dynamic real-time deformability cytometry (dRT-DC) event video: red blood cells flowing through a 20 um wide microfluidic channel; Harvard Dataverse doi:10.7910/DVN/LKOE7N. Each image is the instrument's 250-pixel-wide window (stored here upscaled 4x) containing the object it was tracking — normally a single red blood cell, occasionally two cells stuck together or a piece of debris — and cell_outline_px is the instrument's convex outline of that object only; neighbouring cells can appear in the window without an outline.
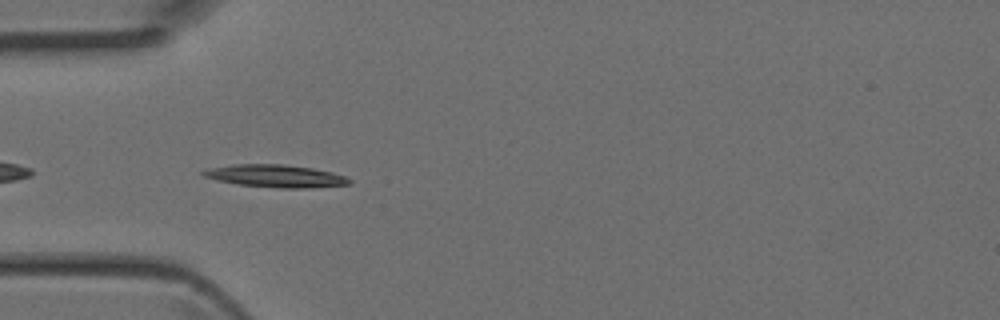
{"species": "Egyptian fruit bat (a non-hibernating species)", "species_latin": "Rousettus aegyptiacus", "temperature_condition": "room temperature", "stored_images_in_passage": 3, "camera_frame_rate_fps": 3000, "um_per_image_px": 0.085, "animal": {"sex": "female"}, "frame": {"image": 1, "passage_image": 3, "time_ms": 0.667, "image_size_px": [1000, 320], "cell_outline_px": [[352, 180], [348, 184], [308, 188], [280, 188], [240, 184], [220, 180], [204, 176], [200, 172], [208, 168], [232, 164], [284, 164], [312, 168], [332, 172], [344, 176]], "centroid_in_image_um": [23.43, 14.95], "position_along_channel_um": 61.6, "area_um2": 18.96}}